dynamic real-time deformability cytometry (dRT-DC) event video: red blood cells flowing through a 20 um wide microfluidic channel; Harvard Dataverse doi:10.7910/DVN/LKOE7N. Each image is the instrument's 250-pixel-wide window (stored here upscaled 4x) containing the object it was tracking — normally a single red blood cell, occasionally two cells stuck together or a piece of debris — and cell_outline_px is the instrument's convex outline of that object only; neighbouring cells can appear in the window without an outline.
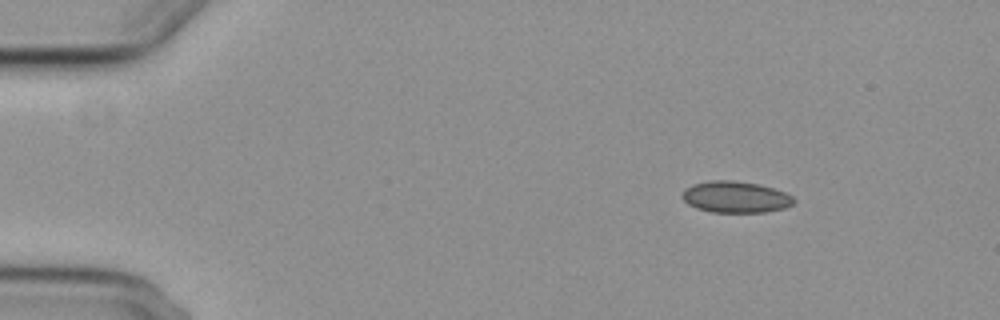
{"species": "common noctule bat (a hibernating species)", "species_latin": "Nyctalus noctula", "temperature_condition": "cold", "stored_images_in_passage": 9, "camera_frame_rate_fps": 3000, "um_per_image_px": 0.085, "animal": {"sex": "female", "body_mass_g": 29.2, "forearm_length_mm": 56.3}, "frame": {"image": 1, "passage_image": 1, "time_ms": 0.0, "image_size_px": [1000, 320], "cell_outline_px": [[796, 200], [792, 204], [784, 208], [764, 212], [712, 212], [696, 208], [688, 204], [680, 196], [684, 188], [692, 184], [708, 180], [732, 180], [760, 184], [784, 192], [792, 196]], "centroid_in_image_um": [62.48, 16.73], "position_along_channel_um": 22.5, "area_um2": 20.58}}
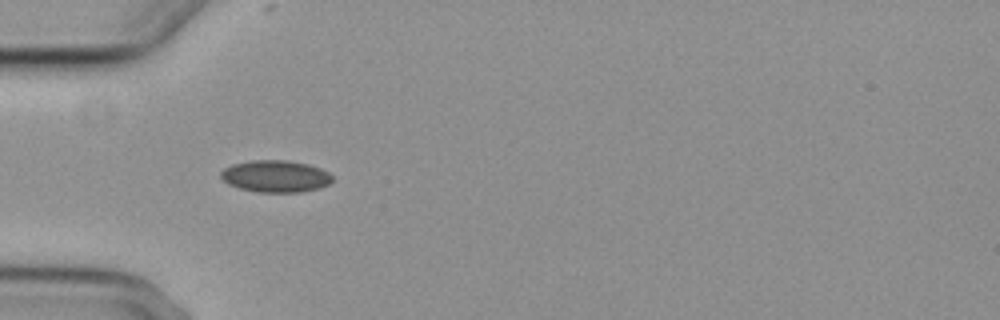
{"frame": {"image": 2, "passage_image": 4, "time_ms": 3.333, "image_size_px": [1000, 320], "cell_outline_px": [[332, 180], [328, 184], [320, 188], [300, 192], [256, 192], [240, 188], [228, 184], [220, 180], [220, 172], [224, 168], [232, 164], [252, 160], [288, 160], [308, 164], [320, 168], [328, 172], [332, 176]], "centroid_in_image_um": [23.39, 14.98], "position_along_channel_um": 61.6, "area_um2": 20.92}}
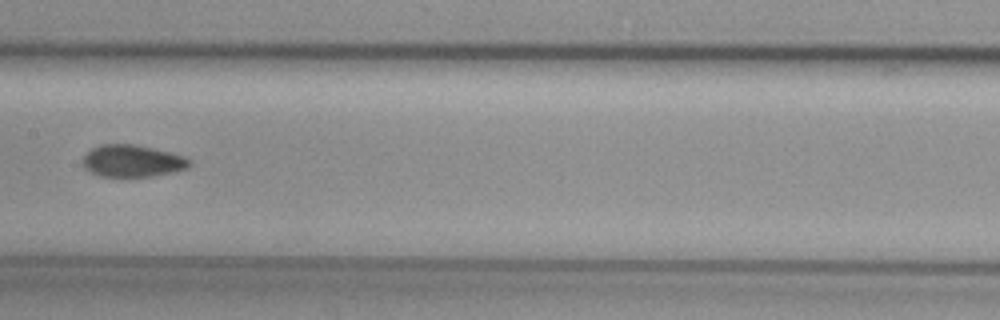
{"frame": {"image": 3, "passage_image": 7, "time_ms": 7.0, "image_size_px": [1000, 320], "cell_outline_px": [[192, 164], [188, 168], [172, 172], [152, 176], [100, 176], [88, 172], [84, 168], [80, 160], [92, 148], [100, 144], [136, 144], [184, 156], [192, 160]], "centroid_in_image_um": [11.22, 13.68], "position_along_channel_um": 196.2, "area_um2": 20.06}}